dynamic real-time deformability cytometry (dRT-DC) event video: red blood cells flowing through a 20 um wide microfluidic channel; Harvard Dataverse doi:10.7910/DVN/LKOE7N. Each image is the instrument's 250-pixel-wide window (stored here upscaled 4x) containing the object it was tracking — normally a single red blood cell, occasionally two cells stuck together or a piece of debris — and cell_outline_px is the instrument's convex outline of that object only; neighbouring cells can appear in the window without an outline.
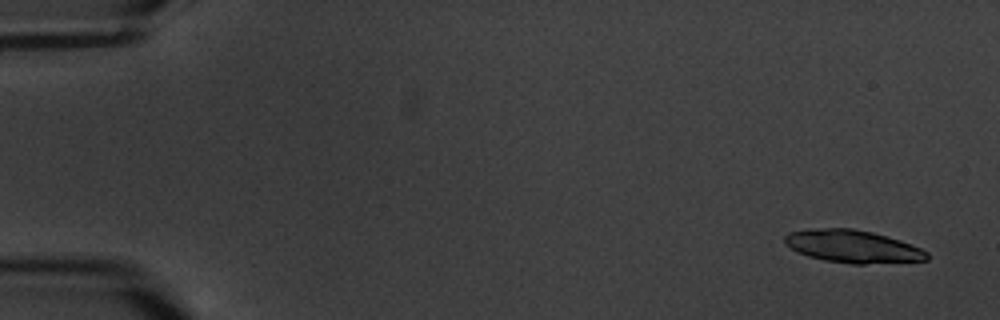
{"species": "common noctule bat (a hibernating species)", "species_latin": "Nyctalus noctula", "temperature_condition": "warm", "stored_images_in_passage": 7, "camera_frame_rate_fps": 3000, "um_per_image_px": 0.085, "animal": {"sex": "male", "body_mass_g": 20.1, "forearm_length_mm": 53.5}, "frame": {"image": 1, "passage_image": 1, "time_ms": 0.0, "image_size_px": [1000, 320], "cell_outline_px": [[928, 260], [864, 264], [852, 264], [824, 260], [808, 256], [796, 252], [784, 244], [784, 236], [788, 232], [824, 228], [852, 228], [872, 232], [900, 240], [920, 248], [928, 252]], "centroid_in_image_um": [72.45, 20.95], "position_along_channel_um": 12.5, "area_um2": 26.99}}
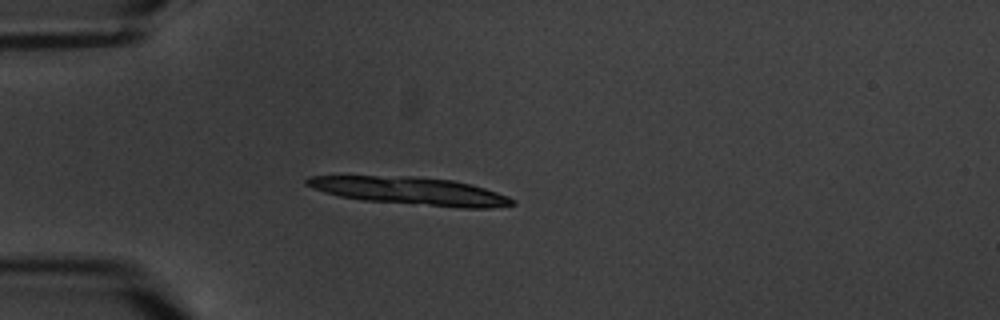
{"frame": {"image": 2, "passage_image": 5, "time_ms": 4.667, "image_size_px": [1000, 320], "cell_outline_px": [[516, 204], [492, 208], [460, 208], [364, 200], [340, 196], [324, 192], [304, 184], [304, 180], [308, 176], [412, 176], [452, 180], [484, 188], [508, 196], [516, 200]], "centroid_in_image_um": [34.9, 16.23], "position_along_channel_um": 50.1, "area_um2": 33.12}}